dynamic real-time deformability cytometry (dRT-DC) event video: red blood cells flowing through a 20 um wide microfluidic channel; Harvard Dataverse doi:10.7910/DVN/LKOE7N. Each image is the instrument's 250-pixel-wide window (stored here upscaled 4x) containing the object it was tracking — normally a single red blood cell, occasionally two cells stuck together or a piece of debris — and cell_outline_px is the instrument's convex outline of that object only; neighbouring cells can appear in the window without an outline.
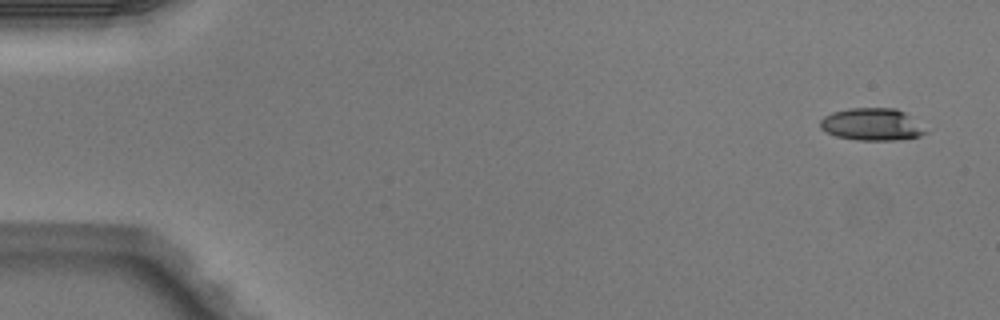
{"species": "Egyptian fruit bat (a non-hibernating species)", "species_latin": "Rousettus aegyptiacus", "temperature_condition": "warm", "stored_images_in_passage": 7, "camera_frame_rate_fps": 3000, "um_per_image_px": 0.085, "animal": {"sex": "male"}, "frame": {"image": 1, "passage_image": 1, "time_ms": 0.0, "image_size_px": [1000, 320], "cell_outline_px": [[928, 132], [920, 136], [896, 140], [860, 140], [836, 136], [820, 128], [820, 120], [824, 116], [832, 112], [848, 108], [896, 108], [904, 112]], "centroid_in_image_um": [74.08, 10.57], "position_along_channel_um": 10.9, "area_um2": 19.59}}
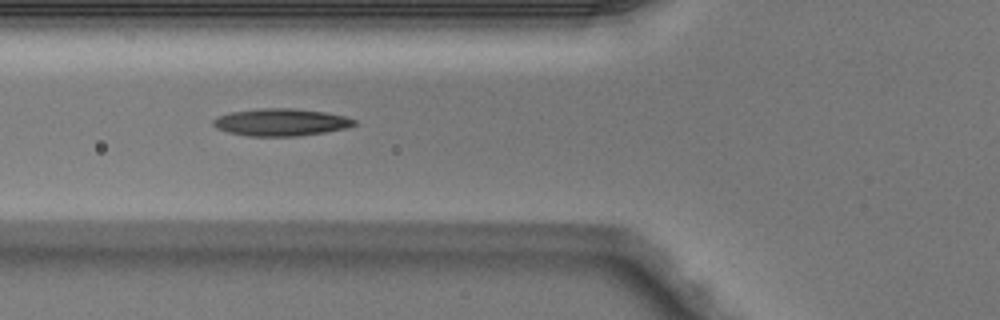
{"frame": {"image": 2, "passage_image": 5, "time_ms": 1.333, "image_size_px": [1000, 320], "cell_outline_px": [[356, 124], [344, 128], [324, 132], [296, 136], [248, 136], [228, 132], [216, 128], [212, 124], [212, 120], [216, 116], [228, 112], [256, 108], [296, 108], [324, 112], [344, 116], [356, 120]], "centroid_in_image_um": [23.8, 10.38], "position_along_channel_um": 102.0, "area_um2": 22.54}}
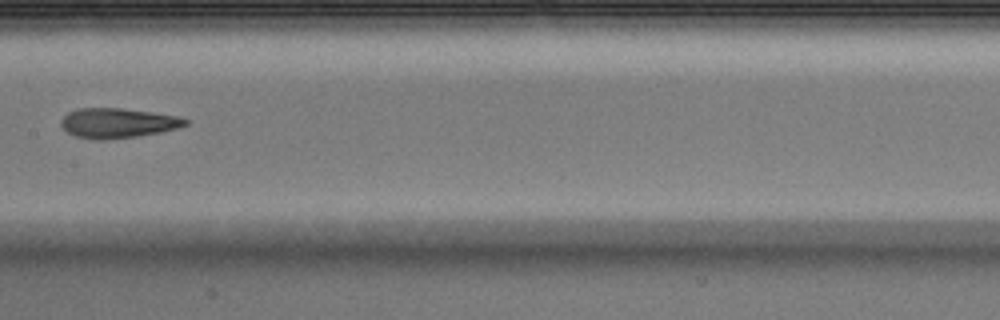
{"frame": {"image": 3, "passage_image": 7, "time_ms": 2.0, "image_size_px": [1000, 320], "cell_outline_px": [[188, 124], [176, 128], [160, 132], [136, 136], [100, 140], [96, 140], [76, 136], [68, 132], [60, 124], [60, 120], [68, 112], [80, 108], [120, 108], [176, 116], [188, 120]], "centroid_in_image_um": [9.96, 10.46], "position_along_channel_um": 197.4, "area_um2": 21.21}}